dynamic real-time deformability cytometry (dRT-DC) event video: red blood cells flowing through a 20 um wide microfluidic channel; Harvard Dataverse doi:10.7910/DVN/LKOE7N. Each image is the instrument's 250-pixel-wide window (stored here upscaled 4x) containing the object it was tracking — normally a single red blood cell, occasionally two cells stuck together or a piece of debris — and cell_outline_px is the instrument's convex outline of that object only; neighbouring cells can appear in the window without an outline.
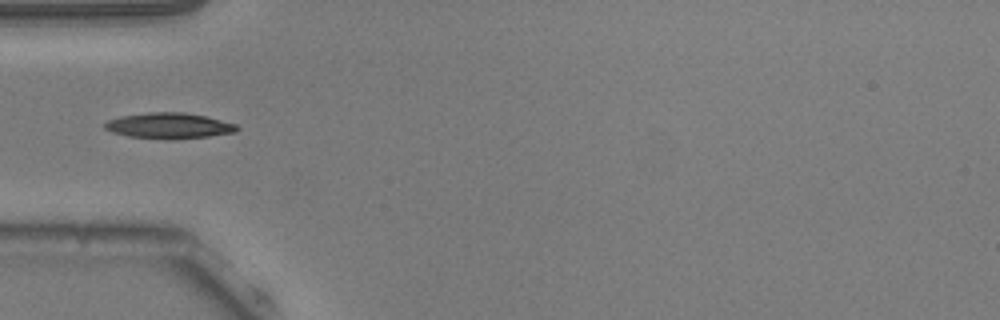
{"species": "common noctule bat (a hibernating species)", "species_latin": "Nyctalus noctula", "temperature_condition": "warm", "stored_images_in_passage": 37, "camera_frame_rate_fps": 3000, "um_per_image_px": 0.085, "animal": {"sex": "male", "body_mass_g": 20.5, "forearm_length_mm": 52.5}, "frame": {"image": 1, "passage_image": 1, "time_ms": 0.0, "image_size_px": [1000, 320], "cell_outline_px": [[240, 128], [236, 132], [208, 136], [172, 140], [128, 136], [112, 132], [104, 128], [104, 124], [108, 120], [120, 116], [148, 112], [184, 112], [204, 116], [236, 124]], "centroid_in_image_um": [14.35, 10.69], "position_along_channel_um": 70.6, "area_um2": 19.83}}
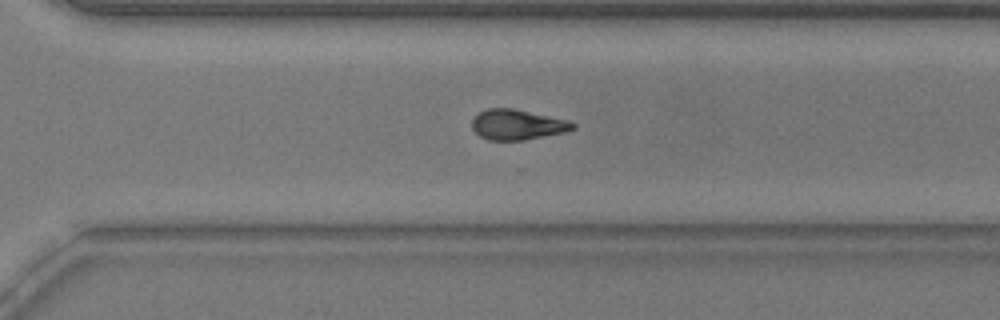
{"frame": {"image": 2, "passage_image": 21, "time_ms": 6.667, "image_size_px": [1000, 320], "cell_outline_px": [[576, 128], [564, 132], [524, 140], [488, 140], [480, 136], [472, 128], [472, 120], [480, 112], [488, 108], [512, 108], [568, 120], [576, 124]], "centroid_in_image_um": [43.98, 10.6], "position_along_channel_um": 326.6, "area_um2": 17.63}}
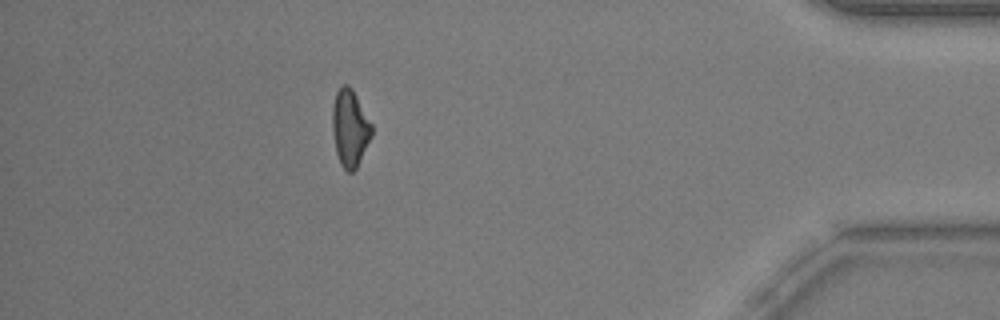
{"frame": {"image": 3, "passage_image": 31, "time_ms": 10.0, "image_size_px": [1000, 320], "cell_outline_px": [[372, 136], [356, 168], [352, 172], [348, 172], [340, 164], [336, 152], [332, 128], [332, 104], [336, 92], [344, 84], [348, 84], [352, 88], [372, 124]], "centroid_in_image_um": [29.74, 10.87], "position_along_channel_um": 405.5, "area_um2": 17.63}}